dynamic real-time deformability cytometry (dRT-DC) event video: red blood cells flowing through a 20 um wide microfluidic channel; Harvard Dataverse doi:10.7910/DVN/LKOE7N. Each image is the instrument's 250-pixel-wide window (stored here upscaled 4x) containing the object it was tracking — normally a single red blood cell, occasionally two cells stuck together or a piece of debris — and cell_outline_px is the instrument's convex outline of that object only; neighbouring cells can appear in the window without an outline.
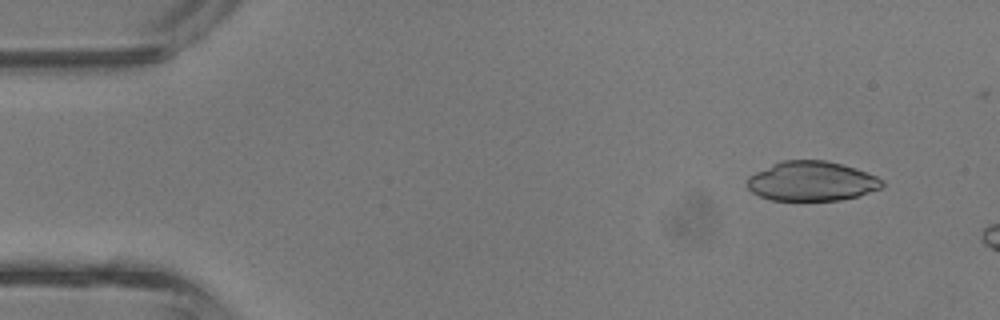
{"species": "common noctule bat (a hibernating species)", "species_latin": "Nyctalus noctula", "temperature_condition": "room temperature", "stored_images_in_passage": 10, "camera_frame_rate_fps": 3000, "um_per_image_px": 0.085, "animal": {"sex": "male", "body_mass_g": 13.3}, "frame": {"image": 1, "passage_image": 4, "time_ms": 1.0, "image_size_px": [1000, 320], "cell_outline_px": [[884, 184], [880, 188], [856, 196], [840, 200], [772, 200], [760, 196], [752, 192], [748, 188], [748, 176], [772, 164], [784, 160], [824, 160], [856, 168], [876, 176], [884, 180]], "centroid_in_image_um": [68.99, 15.4], "position_along_channel_um": 16.0, "area_um2": 30.87}}